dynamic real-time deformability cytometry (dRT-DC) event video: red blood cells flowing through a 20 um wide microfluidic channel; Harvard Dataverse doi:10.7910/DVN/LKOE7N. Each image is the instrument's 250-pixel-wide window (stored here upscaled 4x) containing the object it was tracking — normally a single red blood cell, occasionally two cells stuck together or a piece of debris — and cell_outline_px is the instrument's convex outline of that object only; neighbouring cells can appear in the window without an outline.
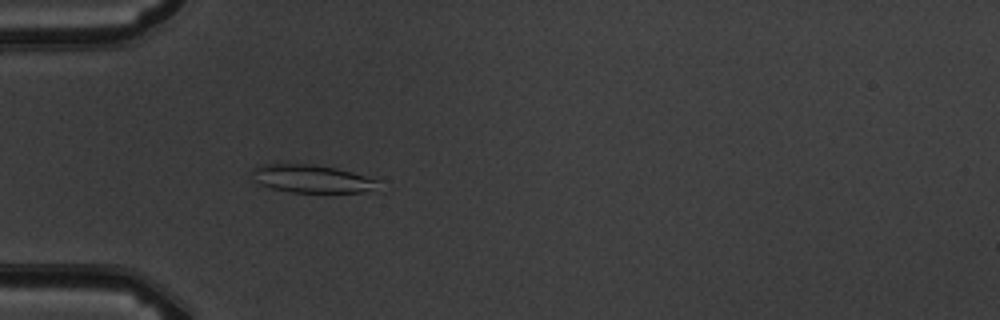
{"species": "common noctule bat (a hibernating species)", "species_latin": "Nyctalus noctula", "temperature_condition": "warm", "stored_images_in_passage": 5, "camera_frame_rate_fps": 3000, "um_per_image_px": 0.085, "animal": {"sex": "male", "body_mass_g": 19.5, "forearm_length_mm": 54.6}, "frame": {"image": 1, "passage_image": 5, "time_ms": 4.667, "image_size_px": [1000, 320], "cell_outline_px": [[380, 180], [364, 192], [292, 192], [272, 188], [260, 184], [256, 180], [252, 172], [252, 168], [264, 164], [312, 164], [336, 168], [352, 172]], "centroid_in_image_um": [26.45, 15.18], "position_along_channel_um": 58.6, "area_um2": 20.0}}